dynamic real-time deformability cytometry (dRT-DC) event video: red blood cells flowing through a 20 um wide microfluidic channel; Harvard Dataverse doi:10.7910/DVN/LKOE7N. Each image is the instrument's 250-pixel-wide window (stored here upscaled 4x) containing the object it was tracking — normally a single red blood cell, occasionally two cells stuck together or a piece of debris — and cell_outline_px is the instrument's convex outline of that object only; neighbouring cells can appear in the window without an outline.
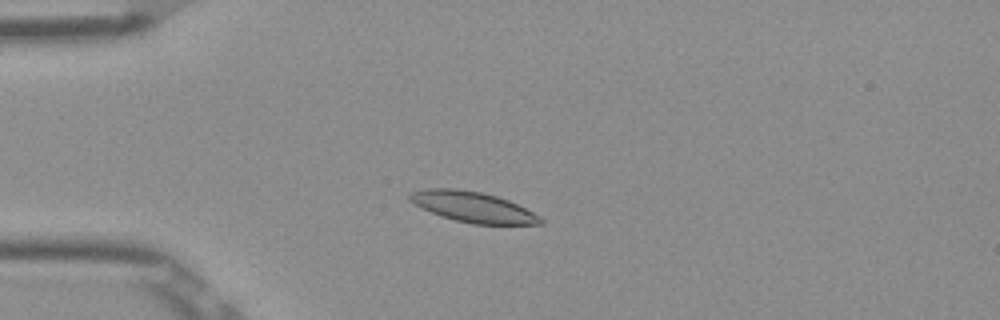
{"species": "Egyptian fruit bat (a non-hibernating species)", "species_latin": "Rousettus aegyptiacus", "temperature_condition": "room temperature", "stored_images_in_passage": 51, "camera_frame_rate_fps": 3000, "um_per_image_px": 0.085, "frame": {"image": 1, "passage_image": 12, "time_ms": 3.667, "image_size_px": [1000, 320], "cell_outline_px": [[544, 220], [540, 224], [472, 224], [440, 216], [408, 200], [408, 192], [428, 188], [456, 188], [480, 192], [496, 196], [508, 200], [540, 216]], "centroid_in_image_um": [40.16, 17.58], "position_along_channel_um": 44.8, "area_um2": 23.0}}
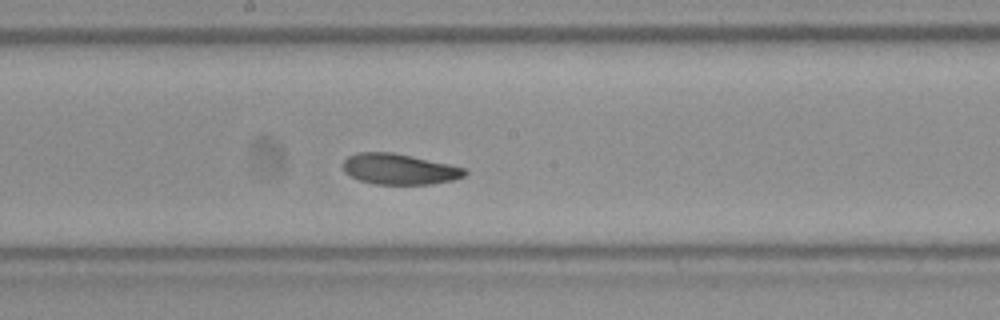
{"frame": {"image": 2, "passage_image": 27, "time_ms": 8.667, "image_size_px": [1000, 320], "cell_outline_px": [[468, 172], [464, 176], [452, 180], [432, 184], [376, 184], [360, 180], [344, 172], [344, 160], [348, 156], [356, 152], [392, 152], [412, 156], [448, 164], [464, 168]], "centroid_in_image_um": [33.93, 14.37], "position_along_channel_um": 214.3, "area_um2": 21.62}}
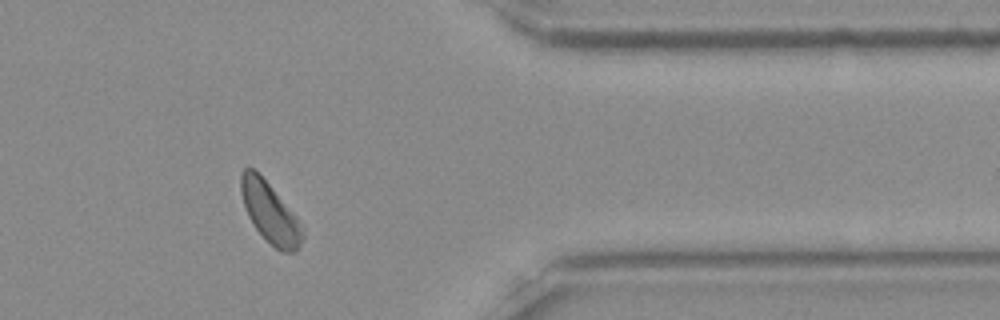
{"frame": {"image": 3, "passage_image": 42, "time_ms": 13.667, "image_size_px": [1000, 320], "cell_outline_px": [[304, 236], [300, 244], [292, 252], [280, 252], [252, 224], [248, 216], [240, 192], [240, 176], [244, 168], [252, 168], [268, 184], [304, 224]], "centroid_in_image_um": [22.97, 18.09], "position_along_channel_um": 388.4, "area_um2": 21.33}, "authors_computed_cell_mechanics": {"area_um2": 22.4264, "velocity_mm_per_s": 3.8355, "shape_relaxation_time_tau1_ms": 3.8475, "shape_relaxation_time_tau2_ms": 3.1316, "deformation_change_tau1": 0.1001, "deformation_change_tau2": 0.0942}}